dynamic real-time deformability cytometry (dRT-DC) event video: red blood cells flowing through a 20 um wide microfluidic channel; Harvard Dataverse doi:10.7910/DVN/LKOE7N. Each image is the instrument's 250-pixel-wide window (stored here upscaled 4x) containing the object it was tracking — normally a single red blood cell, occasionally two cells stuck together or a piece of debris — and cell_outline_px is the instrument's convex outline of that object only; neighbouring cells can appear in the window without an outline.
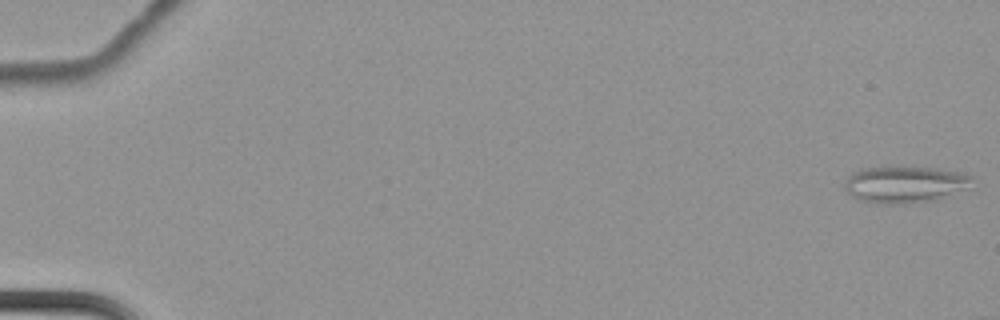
{"species": "common noctule bat (a hibernating species)", "species_latin": "Nyctalus noctula", "temperature_condition": "cold", "stored_images_in_passage": 2, "camera_frame_rate_fps": 3000, "um_per_image_px": 0.085, "animal": {"sex": "female", "body_mass_g": 22.7, "forearm_length_mm": 54.2}, "frame": {"image": 1, "passage_image": 1, "time_ms": 0.0, "image_size_px": [1000, 320], "cell_outline_px": [[972, 176], [968, 188], [936, 200], [904, 204], [868, 204], [852, 196], [844, 188], [844, 184], [848, 176], [852, 172], [860, 168], [888, 164], [936, 168], [964, 172]], "centroid_in_image_um": [76.86, 15.64], "position_along_channel_um": 8.1, "area_um2": 28.44}}